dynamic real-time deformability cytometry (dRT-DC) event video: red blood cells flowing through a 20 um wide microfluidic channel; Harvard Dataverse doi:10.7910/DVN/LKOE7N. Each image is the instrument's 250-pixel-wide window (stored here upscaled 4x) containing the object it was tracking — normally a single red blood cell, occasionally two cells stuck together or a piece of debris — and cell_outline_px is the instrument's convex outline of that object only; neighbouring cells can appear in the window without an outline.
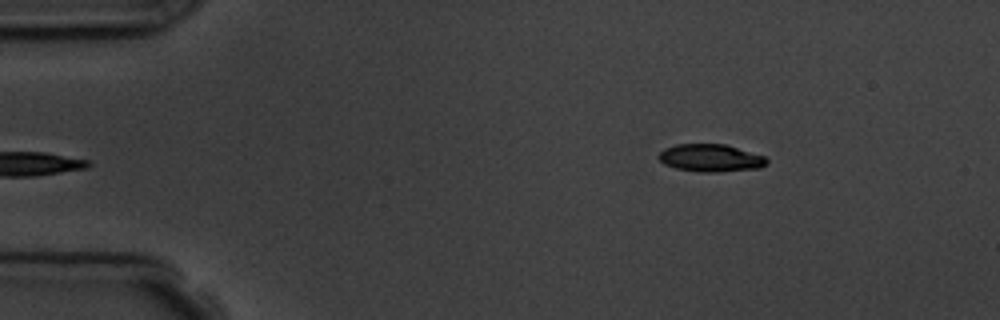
{"species": "common noctule bat (a hibernating species)", "species_latin": "Nyctalus noctula", "temperature_condition": "room temperature", "stored_images_in_passage": 5, "camera_frame_rate_fps": 3000, "um_per_image_px": 0.085, "animal": {"sex": "male", "body_mass_g": 19.5, "forearm_length_mm": 54.6}, "frame": {"image": 1, "passage_image": 5, "time_ms": 4.667, "image_size_px": [1000, 320], "cell_outline_px": [[768, 164], [760, 168], [720, 172], [700, 172], [676, 168], [664, 164], [656, 156], [664, 148], [676, 144], [724, 144], [764, 156], [768, 160]], "centroid_in_image_um": [60.39, 13.43], "position_along_channel_um": 24.6, "area_um2": 17.4}}